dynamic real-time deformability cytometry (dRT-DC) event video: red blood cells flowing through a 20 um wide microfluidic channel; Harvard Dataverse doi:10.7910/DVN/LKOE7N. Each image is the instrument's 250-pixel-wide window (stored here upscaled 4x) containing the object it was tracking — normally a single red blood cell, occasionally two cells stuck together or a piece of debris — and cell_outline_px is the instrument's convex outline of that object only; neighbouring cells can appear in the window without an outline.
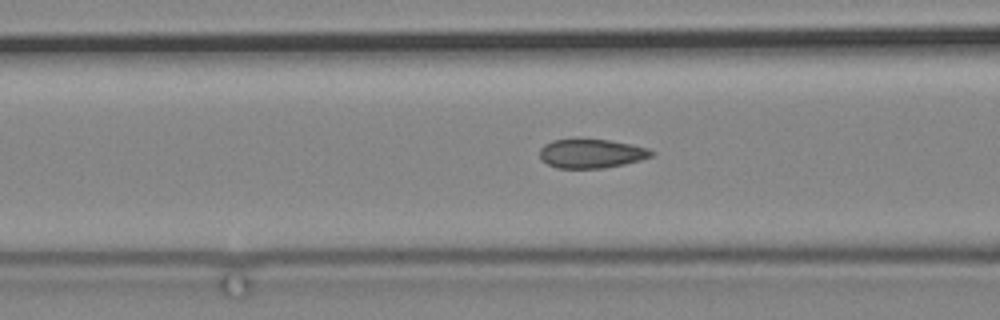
{"species": "common noctule bat (a hibernating species)", "species_latin": "Nyctalus noctula", "temperature_condition": "cold", "stored_images_in_passage": 51, "camera_frame_rate_fps": 3000, "um_per_image_px": 0.085, "animal": {"sex": "male", "body_mass_g": 19.2, "forearm_length_mm": 51.8}, "frame": {"image": 1, "passage_image": 15, "time_ms": 4.667, "image_size_px": [1000, 320], "cell_outline_px": [[656, 152], [652, 156], [640, 160], [624, 164], [604, 168], [556, 168], [548, 164], [540, 156], [540, 148], [544, 144], [552, 140], [608, 140], [632, 144], [648, 148]], "centroid_in_image_um": [50.29, 13.06], "position_along_channel_um": 116.3, "area_um2": 18.73}}
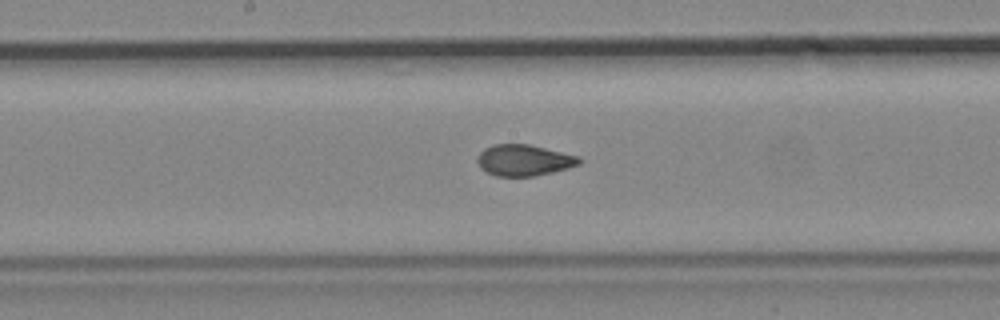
{"frame": {"image": 2, "passage_image": 23, "time_ms": 7.333, "image_size_px": [1000, 320], "cell_outline_px": [[584, 160], [580, 164], [568, 168], [552, 172], [532, 176], [496, 176], [480, 168], [476, 160], [480, 152], [484, 148], [496, 144], [528, 144], [580, 156]], "centroid_in_image_um": [44.56, 13.61], "position_along_channel_um": 203.6, "area_um2": 18.55}}
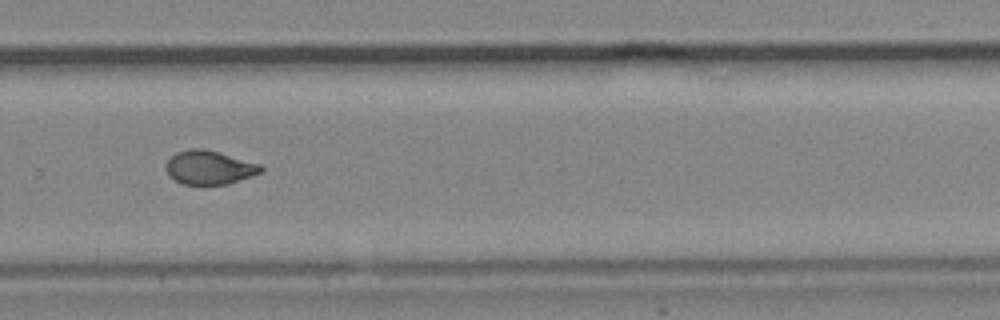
{"frame": {"image": 3, "passage_image": 33, "time_ms": 10.667, "image_size_px": [1000, 320], "cell_outline_px": [[264, 168], [260, 172], [228, 184], [184, 184], [168, 176], [168, 160], [176, 152], [192, 148], [204, 148], [260, 164]], "centroid_in_image_um": [17.79, 14.23], "position_along_channel_um": 312.0, "area_um2": 18.26}}